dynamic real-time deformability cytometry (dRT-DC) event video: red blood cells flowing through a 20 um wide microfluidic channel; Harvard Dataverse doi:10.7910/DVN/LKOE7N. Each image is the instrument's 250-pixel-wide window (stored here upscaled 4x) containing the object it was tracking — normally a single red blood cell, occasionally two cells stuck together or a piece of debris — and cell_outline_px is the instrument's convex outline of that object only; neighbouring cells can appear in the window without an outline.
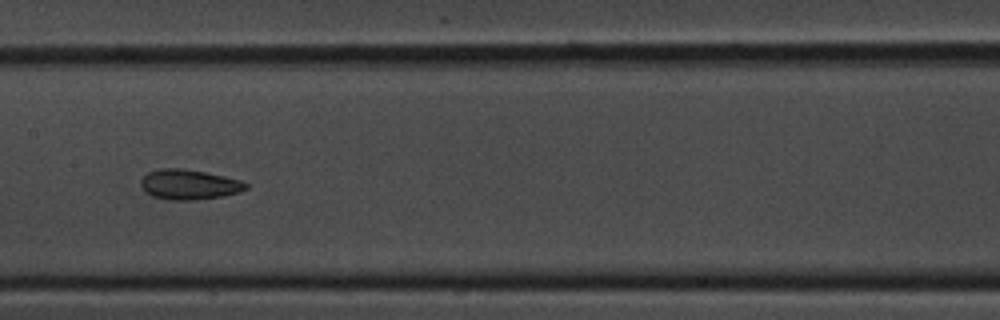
{"species": "common noctule bat (a hibernating species)", "species_latin": "Nyctalus noctula", "temperature_condition": "room temperature", "stored_images_in_passage": 20, "camera_frame_rate_fps": 3000, "um_per_image_px": 0.085, "animal": {"sex": "male", "body_mass_g": 20.1, "forearm_length_mm": 53.5}, "frame": {"image": 1, "passage_image": 15, "time_ms": 4.667, "image_size_px": [1000, 320], "cell_outline_px": [[248, 188], [240, 192], [224, 196], [196, 200], [172, 200], [152, 196], [144, 192], [140, 184], [140, 180], [148, 172], [160, 168], [184, 168], [208, 172], [240, 180], [248, 184]], "centroid_in_image_um": [16.07, 15.68], "position_along_channel_um": 191.3, "area_um2": 18.67}}